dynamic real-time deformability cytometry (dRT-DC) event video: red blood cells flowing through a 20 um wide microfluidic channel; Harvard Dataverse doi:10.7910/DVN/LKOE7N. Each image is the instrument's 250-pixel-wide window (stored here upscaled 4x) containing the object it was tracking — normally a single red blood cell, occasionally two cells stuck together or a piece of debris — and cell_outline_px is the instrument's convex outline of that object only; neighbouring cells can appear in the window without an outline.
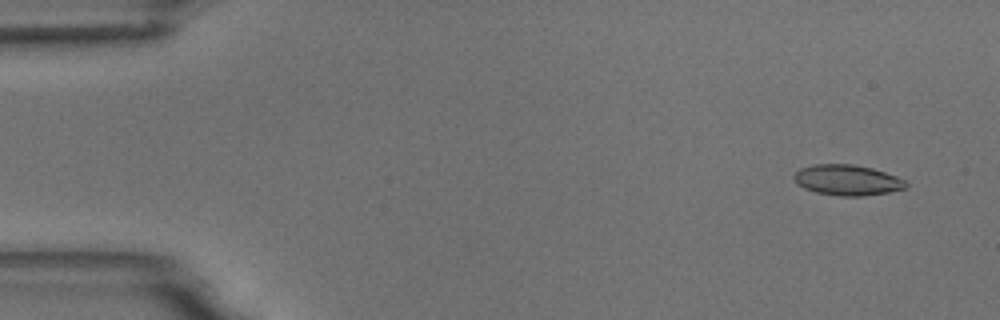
{"species": "common noctule bat (a hibernating species)", "species_latin": "Nyctalus noctula", "temperature_condition": "room temperature", "stored_images_in_passage": 5, "camera_frame_rate_fps": 3000, "um_per_image_px": 0.085, "animal": {"sex": "male", "body_mass_g": 18.8}, "frame": {"image": 1, "passage_image": 2, "time_ms": 1.0, "image_size_px": [1000, 320], "cell_outline_px": [[908, 188], [888, 192], [864, 196], [840, 196], [816, 192], [804, 188], [796, 184], [792, 176], [800, 168], [812, 164], [852, 164], [872, 168], [896, 176], [904, 180], [908, 184]], "centroid_in_image_um": [72.0, 15.31], "position_along_channel_um": 13.0, "area_um2": 20.06}}